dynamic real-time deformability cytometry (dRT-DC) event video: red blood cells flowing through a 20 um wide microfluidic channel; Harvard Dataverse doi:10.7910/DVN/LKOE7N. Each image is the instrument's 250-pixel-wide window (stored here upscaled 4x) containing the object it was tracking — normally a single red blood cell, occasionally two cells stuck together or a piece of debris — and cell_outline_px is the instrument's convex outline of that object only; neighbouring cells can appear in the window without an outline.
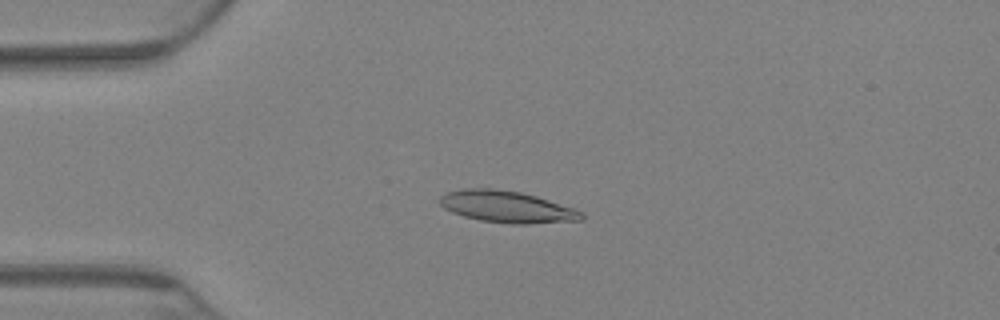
{"species": "Egyptian fruit bat (a non-hibernating species)", "species_latin": "Rousettus aegyptiacus", "temperature_condition": "warm", "stored_images_in_passage": 66, "camera_frame_rate_fps": 3000, "um_per_image_px": 0.085, "animal": {"sex": "female"}, "frame": {"image": 1, "passage_image": 12, "time_ms": 3.667, "image_size_px": [1000, 320], "cell_outline_px": [[584, 220], [528, 224], [512, 224], [480, 220], [464, 216], [452, 212], [444, 208], [440, 204], [440, 196], [448, 192], [464, 188], [492, 188], [520, 192], [536, 196], [584, 212]], "centroid_in_image_um": [43.09, 17.58], "position_along_channel_um": 41.9, "area_um2": 26.07}}
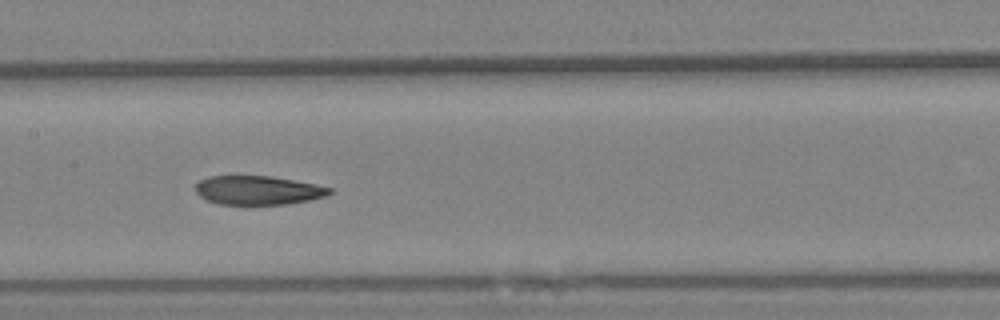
{"frame": {"image": 2, "passage_image": 30, "time_ms": 9.667, "image_size_px": [1000, 320], "cell_outline_px": [[332, 192], [328, 196], [312, 200], [288, 204], [216, 204], [204, 200], [196, 192], [196, 184], [200, 180], [212, 176], [268, 176], [316, 184], [332, 188]], "centroid_in_image_um": [21.95, 16.18], "position_along_channel_um": 185.5, "area_um2": 22.66}}
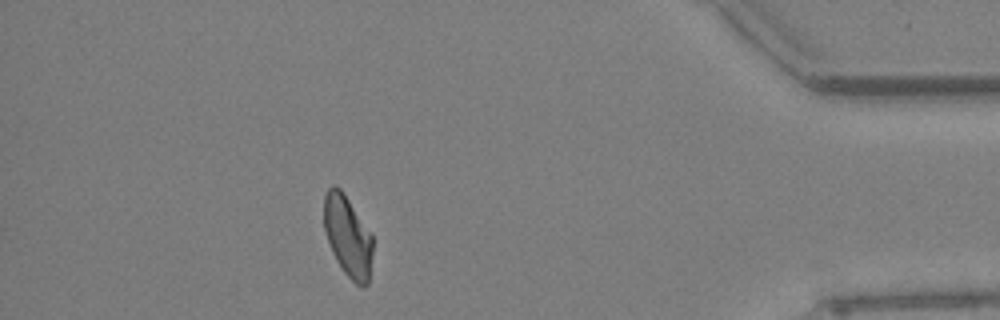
{"frame": {"image": 3, "passage_image": 58, "time_ms": 19.0, "image_size_px": [1000, 320], "cell_outline_px": [[372, 252], [368, 284], [364, 288], [360, 288], [344, 272], [336, 260], [332, 252], [324, 228], [324, 196], [328, 188], [332, 184], [336, 184], [344, 192], [372, 236]], "centroid_in_image_um": [29.55, 20.07], "position_along_channel_um": 405.7, "area_um2": 22.95}, "authors_computed_cell_mechanics": {"area_um2": 23.9581, "velocity_mm_per_s": 2.8535, "shape_relaxation_time_tau1_ms": null, "shape_relaxation_time_tau2_ms": 4.154, "deformation_change_tau1": null, "deformation_change_tau2": 0.0982}}